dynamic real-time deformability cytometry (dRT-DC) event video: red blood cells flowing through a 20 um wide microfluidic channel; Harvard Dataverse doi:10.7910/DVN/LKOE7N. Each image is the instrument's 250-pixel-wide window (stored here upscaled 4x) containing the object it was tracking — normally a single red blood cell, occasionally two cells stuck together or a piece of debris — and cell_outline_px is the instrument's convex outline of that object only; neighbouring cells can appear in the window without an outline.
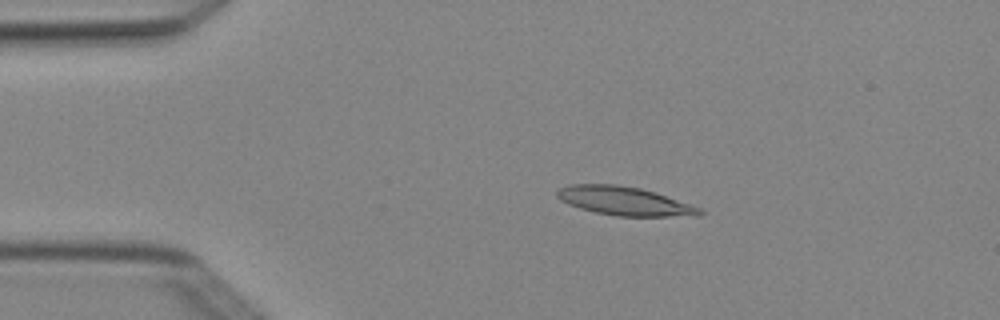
{"species": "Egyptian fruit bat (a non-hibernating species)", "species_latin": "Rousettus aegyptiacus", "temperature_condition": "cold", "stored_images_in_passage": 3, "camera_frame_rate_fps": 3000, "um_per_image_px": 0.085, "animal": {"sex": "female"}, "frame": {"image": 1, "passage_image": 2, "time_ms": 0.333, "image_size_px": [1000, 320], "cell_outline_px": [[704, 212], [700, 216], [616, 216], [596, 212], [580, 208], [568, 204], [560, 200], [556, 196], [556, 188], [572, 184], [616, 184], [640, 188], [656, 192], [700, 208]], "centroid_in_image_um": [53.05, 17.08], "position_along_channel_um": 32.0, "area_um2": 23.87}}